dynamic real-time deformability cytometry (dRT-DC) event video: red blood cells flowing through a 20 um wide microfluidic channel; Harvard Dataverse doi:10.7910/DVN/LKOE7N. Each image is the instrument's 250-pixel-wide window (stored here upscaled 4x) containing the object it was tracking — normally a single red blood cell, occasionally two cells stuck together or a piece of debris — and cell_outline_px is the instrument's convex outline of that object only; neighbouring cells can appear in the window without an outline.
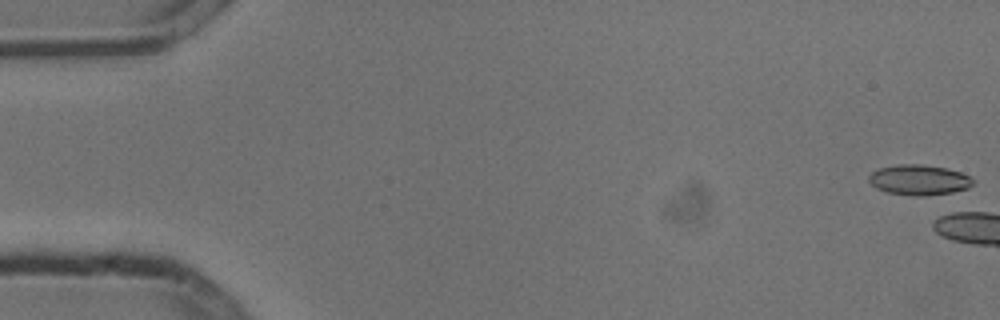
{"species": "common noctule bat (a hibernating species)", "species_latin": "Nyctalus noctula", "temperature_condition": "cold", "stored_images_in_passage": 12, "camera_frame_rate_fps": 3000, "um_per_image_px": 0.085, "animal": {"sex": "male", "body_mass_g": 13.3}, "frame": {"image": 1, "passage_image": 1, "time_ms": 0.0, "image_size_px": [1000, 320], "cell_outline_px": [[972, 184], [968, 188], [952, 192], [924, 196], [916, 196], [888, 192], [876, 188], [868, 180], [868, 176], [872, 172], [880, 168], [896, 164], [920, 164], [948, 168], [960, 172], [968, 176], [972, 180]], "centroid_in_image_um": [78.09, 15.28], "position_along_channel_um": 6.9, "area_um2": 18.26}}
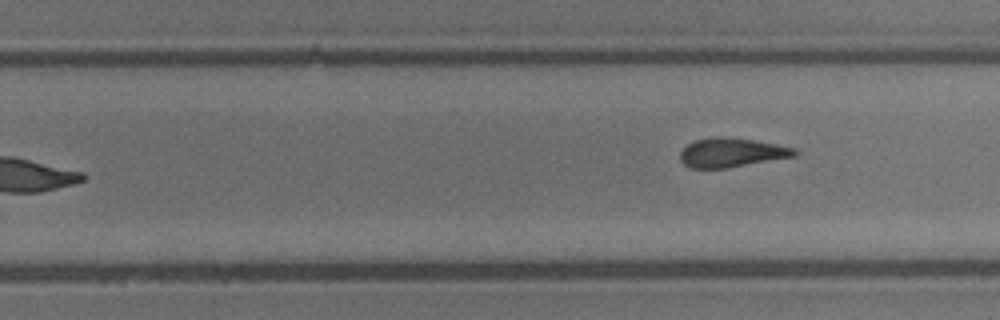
{"frame": {"image": 2, "passage_image": 12, "time_ms": 3.667, "image_size_px": [1000, 320], "cell_outline_px": [[796, 156], [728, 168], [692, 168], [684, 164], [680, 160], [680, 152], [688, 144], [696, 140], [716, 136], [724, 136], [752, 140], [796, 148]], "centroid_in_image_um": [62.17, 12.97], "position_along_channel_um": 267.6, "area_um2": 19.31}}